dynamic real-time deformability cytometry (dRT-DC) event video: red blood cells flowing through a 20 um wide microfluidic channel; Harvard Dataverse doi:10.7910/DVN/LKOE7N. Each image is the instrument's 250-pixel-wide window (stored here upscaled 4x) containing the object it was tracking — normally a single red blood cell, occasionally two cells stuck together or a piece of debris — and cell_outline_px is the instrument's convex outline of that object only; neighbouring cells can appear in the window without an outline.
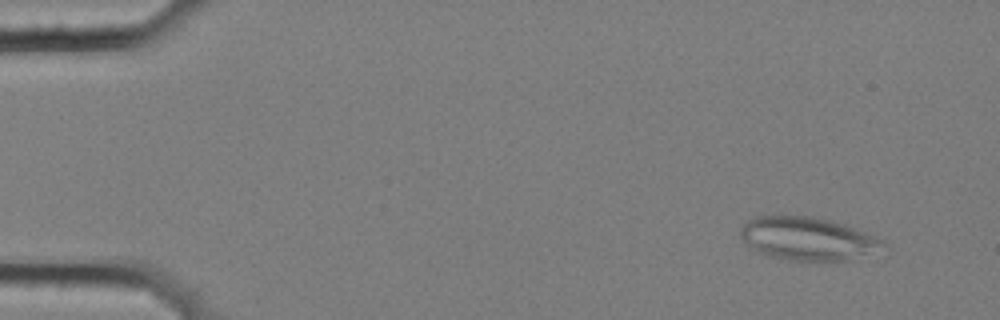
{"species": "common noctule bat (a hibernating species)", "species_latin": "Nyctalus noctula", "temperature_condition": "cold", "stored_images_in_passage": 8, "camera_frame_rate_fps": 3000, "um_per_image_px": 0.085, "animal": {"sex": "female", "body_mass_g": 25.1}, "frame": {"image": 1, "passage_image": 2, "time_ms": 0.333, "image_size_px": [1000, 320], "cell_outline_px": [[888, 244], [848, 260], [788, 260], [772, 256], [760, 252], [752, 248], [740, 236], [740, 228], [752, 216], [812, 216], [832, 220], [844, 224], [876, 236], [884, 240]], "centroid_in_image_um": [68.61, 20.25], "position_along_channel_um": 16.4, "area_um2": 35.26}}